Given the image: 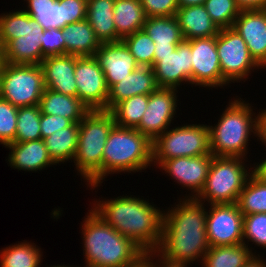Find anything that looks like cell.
I'll use <instances>...</instances> for the list:
<instances>
[{"instance_id":"6da1fadb","label":"cell","mask_w":266,"mask_h":267,"mask_svg":"<svg viewBox=\"0 0 266 267\" xmlns=\"http://www.w3.org/2000/svg\"><path fill=\"white\" fill-rule=\"evenodd\" d=\"M182 199L164 211L161 240L155 252L173 263L191 265L201 260V264L210 248L206 232L208 209L196 198Z\"/></svg>"},{"instance_id":"7a4b0ae2","label":"cell","mask_w":266,"mask_h":267,"mask_svg":"<svg viewBox=\"0 0 266 267\" xmlns=\"http://www.w3.org/2000/svg\"><path fill=\"white\" fill-rule=\"evenodd\" d=\"M104 200L95 199L91 207L106 224L131 239L144 252L158 248L164 210L146 199L132 195Z\"/></svg>"},{"instance_id":"3957f363","label":"cell","mask_w":266,"mask_h":267,"mask_svg":"<svg viewBox=\"0 0 266 267\" xmlns=\"http://www.w3.org/2000/svg\"><path fill=\"white\" fill-rule=\"evenodd\" d=\"M88 212L81 225L84 266L138 267L144 251L106 224L91 208Z\"/></svg>"},{"instance_id":"277c9868","label":"cell","mask_w":266,"mask_h":267,"mask_svg":"<svg viewBox=\"0 0 266 267\" xmlns=\"http://www.w3.org/2000/svg\"><path fill=\"white\" fill-rule=\"evenodd\" d=\"M237 97L228 102L218 123L209 126L213 156L245 159L252 133L258 137V114L251 104Z\"/></svg>"},{"instance_id":"5b68a950","label":"cell","mask_w":266,"mask_h":267,"mask_svg":"<svg viewBox=\"0 0 266 267\" xmlns=\"http://www.w3.org/2000/svg\"><path fill=\"white\" fill-rule=\"evenodd\" d=\"M114 125L113 115L104 110L90 111L79 122L78 148L73 162L77 174L87 181L91 190L102 183L104 147Z\"/></svg>"},{"instance_id":"8992f818","label":"cell","mask_w":266,"mask_h":267,"mask_svg":"<svg viewBox=\"0 0 266 267\" xmlns=\"http://www.w3.org/2000/svg\"><path fill=\"white\" fill-rule=\"evenodd\" d=\"M152 164V142L135 128L115 124L104 147L102 183L109 174L142 172Z\"/></svg>"},{"instance_id":"52a82bcc","label":"cell","mask_w":266,"mask_h":267,"mask_svg":"<svg viewBox=\"0 0 266 267\" xmlns=\"http://www.w3.org/2000/svg\"><path fill=\"white\" fill-rule=\"evenodd\" d=\"M244 161L247 159L213 156L204 187L196 199L204 203L207 201L209 205L237 203L240 192L253 173L252 166L251 170L248 169Z\"/></svg>"},{"instance_id":"ba28073f","label":"cell","mask_w":266,"mask_h":267,"mask_svg":"<svg viewBox=\"0 0 266 267\" xmlns=\"http://www.w3.org/2000/svg\"><path fill=\"white\" fill-rule=\"evenodd\" d=\"M203 155H212L209 125L199 123L169 127L152 142V161L156 168L165 160Z\"/></svg>"},{"instance_id":"9c48e42d","label":"cell","mask_w":266,"mask_h":267,"mask_svg":"<svg viewBox=\"0 0 266 267\" xmlns=\"http://www.w3.org/2000/svg\"><path fill=\"white\" fill-rule=\"evenodd\" d=\"M44 90V78L40 65L3 63L0 98L18 108L39 105Z\"/></svg>"},{"instance_id":"30bf717a","label":"cell","mask_w":266,"mask_h":267,"mask_svg":"<svg viewBox=\"0 0 266 267\" xmlns=\"http://www.w3.org/2000/svg\"><path fill=\"white\" fill-rule=\"evenodd\" d=\"M216 46L224 86H228L231 82L238 83L242 80L245 82L254 69H262L250 55L245 41L233 28L219 30Z\"/></svg>"},{"instance_id":"8fae6325","label":"cell","mask_w":266,"mask_h":267,"mask_svg":"<svg viewBox=\"0 0 266 267\" xmlns=\"http://www.w3.org/2000/svg\"><path fill=\"white\" fill-rule=\"evenodd\" d=\"M206 218L209 246L243 244V214L237 203L210 204Z\"/></svg>"},{"instance_id":"7c38bea8","label":"cell","mask_w":266,"mask_h":267,"mask_svg":"<svg viewBox=\"0 0 266 267\" xmlns=\"http://www.w3.org/2000/svg\"><path fill=\"white\" fill-rule=\"evenodd\" d=\"M77 97L90 109L107 111L109 88L98 60L94 56H76Z\"/></svg>"},{"instance_id":"4fadbf2b","label":"cell","mask_w":266,"mask_h":267,"mask_svg":"<svg viewBox=\"0 0 266 267\" xmlns=\"http://www.w3.org/2000/svg\"><path fill=\"white\" fill-rule=\"evenodd\" d=\"M178 91L174 88L158 87L149 94L147 109L135 129L151 142L171 127L179 101L177 100Z\"/></svg>"},{"instance_id":"5bb4252c","label":"cell","mask_w":266,"mask_h":267,"mask_svg":"<svg viewBox=\"0 0 266 267\" xmlns=\"http://www.w3.org/2000/svg\"><path fill=\"white\" fill-rule=\"evenodd\" d=\"M153 70L158 87L178 89L185 82L192 85L191 40H184L170 54L154 55Z\"/></svg>"},{"instance_id":"9a60e30c","label":"cell","mask_w":266,"mask_h":267,"mask_svg":"<svg viewBox=\"0 0 266 267\" xmlns=\"http://www.w3.org/2000/svg\"><path fill=\"white\" fill-rule=\"evenodd\" d=\"M192 85L207 88L224 86L216 37L191 39Z\"/></svg>"},{"instance_id":"2e32d148","label":"cell","mask_w":266,"mask_h":267,"mask_svg":"<svg viewBox=\"0 0 266 267\" xmlns=\"http://www.w3.org/2000/svg\"><path fill=\"white\" fill-rule=\"evenodd\" d=\"M212 158L213 155L173 158L165 160L158 168L191 191L192 194L185 195V198H196L204 187Z\"/></svg>"},{"instance_id":"e0dca14e","label":"cell","mask_w":266,"mask_h":267,"mask_svg":"<svg viewBox=\"0 0 266 267\" xmlns=\"http://www.w3.org/2000/svg\"><path fill=\"white\" fill-rule=\"evenodd\" d=\"M245 41L250 55L266 68V9L242 10L232 27Z\"/></svg>"},{"instance_id":"ac0fdd59","label":"cell","mask_w":266,"mask_h":267,"mask_svg":"<svg viewBox=\"0 0 266 267\" xmlns=\"http://www.w3.org/2000/svg\"><path fill=\"white\" fill-rule=\"evenodd\" d=\"M94 57L102 68L108 88L122 81L139 66L122 41L102 43Z\"/></svg>"},{"instance_id":"d6986e66","label":"cell","mask_w":266,"mask_h":267,"mask_svg":"<svg viewBox=\"0 0 266 267\" xmlns=\"http://www.w3.org/2000/svg\"><path fill=\"white\" fill-rule=\"evenodd\" d=\"M46 89L68 96H77L75 81V55H57L46 57L40 63Z\"/></svg>"},{"instance_id":"ffe728a7","label":"cell","mask_w":266,"mask_h":267,"mask_svg":"<svg viewBox=\"0 0 266 267\" xmlns=\"http://www.w3.org/2000/svg\"><path fill=\"white\" fill-rule=\"evenodd\" d=\"M43 32L44 29L29 15V31L26 36L11 40L3 48L4 62L40 65L43 60Z\"/></svg>"},{"instance_id":"44dd1931","label":"cell","mask_w":266,"mask_h":267,"mask_svg":"<svg viewBox=\"0 0 266 267\" xmlns=\"http://www.w3.org/2000/svg\"><path fill=\"white\" fill-rule=\"evenodd\" d=\"M158 88L155 73L150 66L139 65L131 74L122 81L109 88L107 111L117 103L135 95H149Z\"/></svg>"},{"instance_id":"7402d4cb","label":"cell","mask_w":266,"mask_h":267,"mask_svg":"<svg viewBox=\"0 0 266 267\" xmlns=\"http://www.w3.org/2000/svg\"><path fill=\"white\" fill-rule=\"evenodd\" d=\"M10 150L7 162L10 167L23 171H41L56 165L48 154L43 139L13 142L5 146Z\"/></svg>"},{"instance_id":"603a6c76","label":"cell","mask_w":266,"mask_h":267,"mask_svg":"<svg viewBox=\"0 0 266 267\" xmlns=\"http://www.w3.org/2000/svg\"><path fill=\"white\" fill-rule=\"evenodd\" d=\"M143 31L155 44L154 55H166L176 50L184 37L175 16L147 17Z\"/></svg>"},{"instance_id":"cb8c5ba5","label":"cell","mask_w":266,"mask_h":267,"mask_svg":"<svg viewBox=\"0 0 266 267\" xmlns=\"http://www.w3.org/2000/svg\"><path fill=\"white\" fill-rule=\"evenodd\" d=\"M175 17L185 41L216 37L220 30L212 21L204 5L179 8Z\"/></svg>"},{"instance_id":"d4e9b609","label":"cell","mask_w":266,"mask_h":267,"mask_svg":"<svg viewBox=\"0 0 266 267\" xmlns=\"http://www.w3.org/2000/svg\"><path fill=\"white\" fill-rule=\"evenodd\" d=\"M41 114L60 115L79 123L90 109L77 97L68 96L53 90H44L39 102Z\"/></svg>"},{"instance_id":"484cf974","label":"cell","mask_w":266,"mask_h":267,"mask_svg":"<svg viewBox=\"0 0 266 267\" xmlns=\"http://www.w3.org/2000/svg\"><path fill=\"white\" fill-rule=\"evenodd\" d=\"M115 0H87L86 20L101 43L119 42L114 23Z\"/></svg>"},{"instance_id":"4316f807","label":"cell","mask_w":266,"mask_h":267,"mask_svg":"<svg viewBox=\"0 0 266 267\" xmlns=\"http://www.w3.org/2000/svg\"><path fill=\"white\" fill-rule=\"evenodd\" d=\"M65 54L79 57L94 56L101 42L86 19L67 24L62 28Z\"/></svg>"},{"instance_id":"83f0119b","label":"cell","mask_w":266,"mask_h":267,"mask_svg":"<svg viewBox=\"0 0 266 267\" xmlns=\"http://www.w3.org/2000/svg\"><path fill=\"white\" fill-rule=\"evenodd\" d=\"M146 16L140 0H115L114 23L122 40L136 31L143 30Z\"/></svg>"},{"instance_id":"f1b7e54d","label":"cell","mask_w":266,"mask_h":267,"mask_svg":"<svg viewBox=\"0 0 266 267\" xmlns=\"http://www.w3.org/2000/svg\"><path fill=\"white\" fill-rule=\"evenodd\" d=\"M78 133L79 123H73L43 139L48 154L56 165L74 160L78 148Z\"/></svg>"},{"instance_id":"f546056e","label":"cell","mask_w":266,"mask_h":267,"mask_svg":"<svg viewBox=\"0 0 266 267\" xmlns=\"http://www.w3.org/2000/svg\"><path fill=\"white\" fill-rule=\"evenodd\" d=\"M245 244L211 246L202 260L203 267H243L254 253Z\"/></svg>"},{"instance_id":"4dcf8cb0","label":"cell","mask_w":266,"mask_h":267,"mask_svg":"<svg viewBox=\"0 0 266 267\" xmlns=\"http://www.w3.org/2000/svg\"><path fill=\"white\" fill-rule=\"evenodd\" d=\"M41 252L39 246L27 241L7 246L0 250V267H39Z\"/></svg>"},{"instance_id":"1f68e13d","label":"cell","mask_w":266,"mask_h":267,"mask_svg":"<svg viewBox=\"0 0 266 267\" xmlns=\"http://www.w3.org/2000/svg\"><path fill=\"white\" fill-rule=\"evenodd\" d=\"M237 204L243 215L266 213V180L253 172L240 192Z\"/></svg>"},{"instance_id":"d6a6232c","label":"cell","mask_w":266,"mask_h":267,"mask_svg":"<svg viewBox=\"0 0 266 267\" xmlns=\"http://www.w3.org/2000/svg\"><path fill=\"white\" fill-rule=\"evenodd\" d=\"M24 9L43 29L64 28L62 7L58 0H24Z\"/></svg>"},{"instance_id":"836d02e7","label":"cell","mask_w":266,"mask_h":267,"mask_svg":"<svg viewBox=\"0 0 266 267\" xmlns=\"http://www.w3.org/2000/svg\"><path fill=\"white\" fill-rule=\"evenodd\" d=\"M149 95H135L117 103L109 112L120 127L136 128L147 109Z\"/></svg>"},{"instance_id":"e575fe53","label":"cell","mask_w":266,"mask_h":267,"mask_svg":"<svg viewBox=\"0 0 266 267\" xmlns=\"http://www.w3.org/2000/svg\"><path fill=\"white\" fill-rule=\"evenodd\" d=\"M40 119L41 112L39 105L19 107L17 113L15 142L42 139Z\"/></svg>"},{"instance_id":"d590c367","label":"cell","mask_w":266,"mask_h":267,"mask_svg":"<svg viewBox=\"0 0 266 267\" xmlns=\"http://www.w3.org/2000/svg\"><path fill=\"white\" fill-rule=\"evenodd\" d=\"M29 31V14L14 10L0 15V41L3 48L14 39L26 36Z\"/></svg>"},{"instance_id":"8d00e7d4","label":"cell","mask_w":266,"mask_h":267,"mask_svg":"<svg viewBox=\"0 0 266 267\" xmlns=\"http://www.w3.org/2000/svg\"><path fill=\"white\" fill-rule=\"evenodd\" d=\"M134 56L138 65L153 68L155 44L143 30L136 31L121 40Z\"/></svg>"},{"instance_id":"74e56055","label":"cell","mask_w":266,"mask_h":267,"mask_svg":"<svg viewBox=\"0 0 266 267\" xmlns=\"http://www.w3.org/2000/svg\"><path fill=\"white\" fill-rule=\"evenodd\" d=\"M204 6L219 29L232 28L241 11L235 0H206Z\"/></svg>"},{"instance_id":"f35d334b","label":"cell","mask_w":266,"mask_h":267,"mask_svg":"<svg viewBox=\"0 0 266 267\" xmlns=\"http://www.w3.org/2000/svg\"><path fill=\"white\" fill-rule=\"evenodd\" d=\"M248 242L266 249V213L243 215V244Z\"/></svg>"},{"instance_id":"ab89813d","label":"cell","mask_w":266,"mask_h":267,"mask_svg":"<svg viewBox=\"0 0 266 267\" xmlns=\"http://www.w3.org/2000/svg\"><path fill=\"white\" fill-rule=\"evenodd\" d=\"M18 107L0 98V144L15 142Z\"/></svg>"},{"instance_id":"60d3db41","label":"cell","mask_w":266,"mask_h":267,"mask_svg":"<svg viewBox=\"0 0 266 267\" xmlns=\"http://www.w3.org/2000/svg\"><path fill=\"white\" fill-rule=\"evenodd\" d=\"M43 60L49 56L65 55L62 28L44 29L42 39Z\"/></svg>"},{"instance_id":"b9f144b4","label":"cell","mask_w":266,"mask_h":267,"mask_svg":"<svg viewBox=\"0 0 266 267\" xmlns=\"http://www.w3.org/2000/svg\"><path fill=\"white\" fill-rule=\"evenodd\" d=\"M147 17L175 16L179 9L177 0H140Z\"/></svg>"},{"instance_id":"7bdbcfd3","label":"cell","mask_w":266,"mask_h":267,"mask_svg":"<svg viewBox=\"0 0 266 267\" xmlns=\"http://www.w3.org/2000/svg\"><path fill=\"white\" fill-rule=\"evenodd\" d=\"M62 7L63 21L66 24L86 19L87 0H58Z\"/></svg>"},{"instance_id":"ee69618b","label":"cell","mask_w":266,"mask_h":267,"mask_svg":"<svg viewBox=\"0 0 266 267\" xmlns=\"http://www.w3.org/2000/svg\"><path fill=\"white\" fill-rule=\"evenodd\" d=\"M73 124L70 119L64 118L60 115H46L41 114L40 131L42 139L52 135L57 130L69 127Z\"/></svg>"},{"instance_id":"f6af8a7d","label":"cell","mask_w":266,"mask_h":267,"mask_svg":"<svg viewBox=\"0 0 266 267\" xmlns=\"http://www.w3.org/2000/svg\"><path fill=\"white\" fill-rule=\"evenodd\" d=\"M154 257V258H153ZM155 257L158 259L155 260ZM141 265L143 267H188L189 265L183 263H173L162 258L159 254L155 251H147L143 253Z\"/></svg>"},{"instance_id":"bcb514c9","label":"cell","mask_w":266,"mask_h":267,"mask_svg":"<svg viewBox=\"0 0 266 267\" xmlns=\"http://www.w3.org/2000/svg\"><path fill=\"white\" fill-rule=\"evenodd\" d=\"M240 10L266 9V0H235Z\"/></svg>"},{"instance_id":"7dc6e473","label":"cell","mask_w":266,"mask_h":267,"mask_svg":"<svg viewBox=\"0 0 266 267\" xmlns=\"http://www.w3.org/2000/svg\"><path fill=\"white\" fill-rule=\"evenodd\" d=\"M259 141L266 147V109H263L258 114V137Z\"/></svg>"},{"instance_id":"c3c4849f","label":"cell","mask_w":266,"mask_h":267,"mask_svg":"<svg viewBox=\"0 0 266 267\" xmlns=\"http://www.w3.org/2000/svg\"><path fill=\"white\" fill-rule=\"evenodd\" d=\"M259 254L253 255L243 267H266V260Z\"/></svg>"},{"instance_id":"681fc988","label":"cell","mask_w":266,"mask_h":267,"mask_svg":"<svg viewBox=\"0 0 266 267\" xmlns=\"http://www.w3.org/2000/svg\"><path fill=\"white\" fill-rule=\"evenodd\" d=\"M253 172L259 176L261 179L266 180V159L258 162L256 166L253 167Z\"/></svg>"},{"instance_id":"f907efd6","label":"cell","mask_w":266,"mask_h":267,"mask_svg":"<svg viewBox=\"0 0 266 267\" xmlns=\"http://www.w3.org/2000/svg\"><path fill=\"white\" fill-rule=\"evenodd\" d=\"M206 0H177L179 8L196 6V5H204Z\"/></svg>"},{"instance_id":"816d5d0a","label":"cell","mask_w":266,"mask_h":267,"mask_svg":"<svg viewBox=\"0 0 266 267\" xmlns=\"http://www.w3.org/2000/svg\"><path fill=\"white\" fill-rule=\"evenodd\" d=\"M3 63H4V49L0 41V68L2 67Z\"/></svg>"},{"instance_id":"f5cc1de1","label":"cell","mask_w":266,"mask_h":267,"mask_svg":"<svg viewBox=\"0 0 266 267\" xmlns=\"http://www.w3.org/2000/svg\"><path fill=\"white\" fill-rule=\"evenodd\" d=\"M39 267H40V266H39ZM47 267H48V266H47ZM50 267H73V265H72V266H69V265H67V266H66V265H65V266H64V265H57V266H56V265H53V266H52V265H51Z\"/></svg>"}]
</instances>
